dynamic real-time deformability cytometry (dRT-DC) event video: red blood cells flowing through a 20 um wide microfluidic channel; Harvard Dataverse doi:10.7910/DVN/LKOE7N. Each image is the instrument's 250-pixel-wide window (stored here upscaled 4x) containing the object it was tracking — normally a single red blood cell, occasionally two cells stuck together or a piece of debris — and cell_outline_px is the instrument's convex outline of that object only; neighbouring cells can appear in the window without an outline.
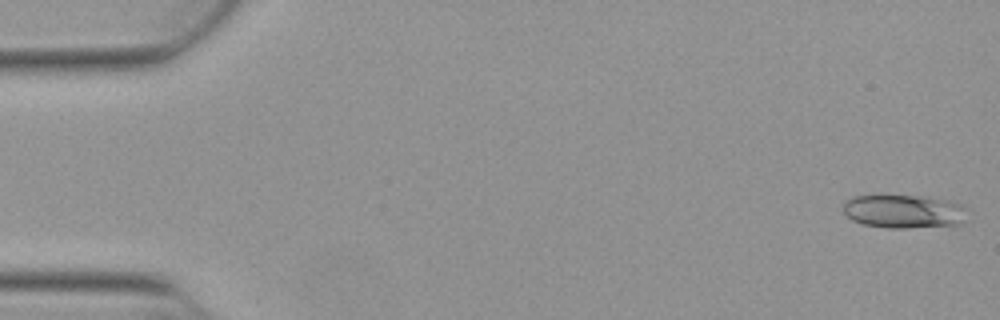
{"species": "Egyptian fruit bat (a non-hibernating species)", "species_latin": "Rousettus aegyptiacus", "temperature_condition": "warm", "stored_images_in_passage": 16, "camera_frame_rate_fps": 3000, "um_per_image_px": 0.085, "animal": {"sex": "female"}, "frame": {"image": 1, "passage_image": 1, "time_ms": 0.0, "image_size_px": [1000, 320], "cell_outline_px": [[964, 220], [960, 224], [908, 228], [888, 228], [864, 224], [852, 220], [844, 212], [844, 200], [852, 196], [880, 192], [928, 196], [960, 204], [964, 208]], "centroid_in_image_um": [76.72, 17.91], "position_along_channel_um": 8.3, "area_um2": 25.03}}
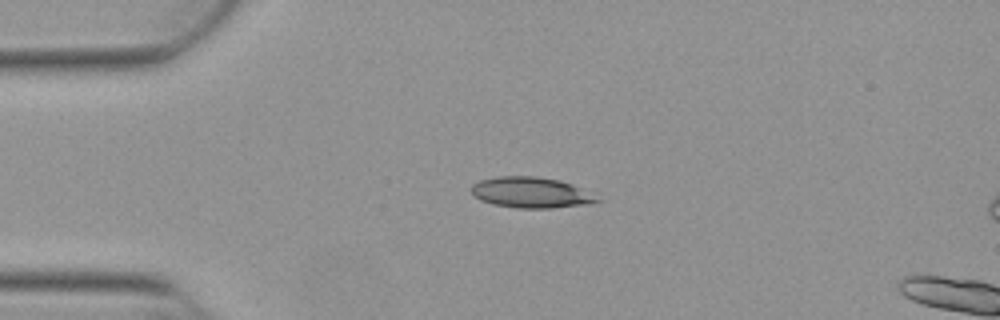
{"frame": {"image": 2, "passage_image": 12, "time_ms": 3.667, "image_size_px": [1000, 320], "cell_outline_px": [[604, 200], [588, 204], [552, 208], [516, 208], [492, 204], [480, 200], [472, 192], [472, 184], [480, 180], [496, 176], [536, 176], [560, 180], [572, 184]], "centroid_in_image_um": [45.14, 16.36], "position_along_channel_um": 39.9, "area_um2": 22.6}}